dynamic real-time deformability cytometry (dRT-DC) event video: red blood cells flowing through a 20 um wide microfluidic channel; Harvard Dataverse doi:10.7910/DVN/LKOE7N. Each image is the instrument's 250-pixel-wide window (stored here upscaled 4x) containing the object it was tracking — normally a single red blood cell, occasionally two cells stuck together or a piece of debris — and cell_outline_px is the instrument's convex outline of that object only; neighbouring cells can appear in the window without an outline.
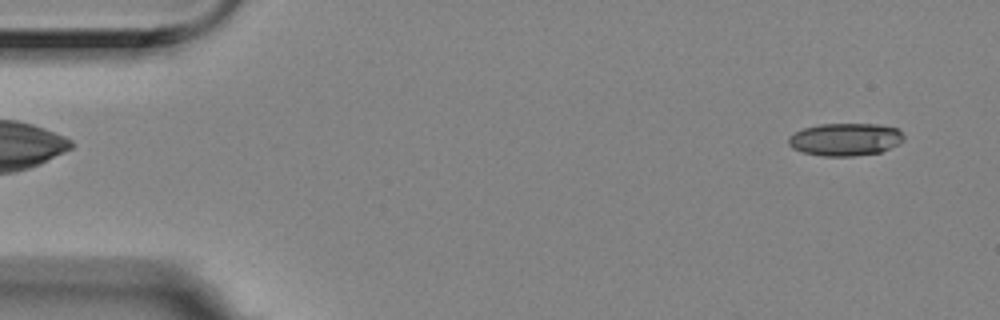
{"species": "Egyptian fruit bat (a non-hibernating species)", "species_latin": "Rousettus aegyptiacus", "temperature_condition": "room temperature", "stored_images_in_passage": 3, "camera_frame_rate_fps": 3000, "um_per_image_px": 0.085, "animal": {"sex": "female"}, "frame": {"image": 1, "passage_image": 3, "time_ms": 0.667, "image_size_px": [1000, 320], "cell_outline_px": [[904, 140], [900, 144], [880, 152], [852, 156], [824, 156], [800, 152], [792, 148], [788, 144], [788, 136], [804, 128], [820, 124], [880, 124], [896, 128], [904, 136]], "centroid_in_image_um": [71.84, 11.85], "position_along_channel_um": 13.2, "area_um2": 22.02}}